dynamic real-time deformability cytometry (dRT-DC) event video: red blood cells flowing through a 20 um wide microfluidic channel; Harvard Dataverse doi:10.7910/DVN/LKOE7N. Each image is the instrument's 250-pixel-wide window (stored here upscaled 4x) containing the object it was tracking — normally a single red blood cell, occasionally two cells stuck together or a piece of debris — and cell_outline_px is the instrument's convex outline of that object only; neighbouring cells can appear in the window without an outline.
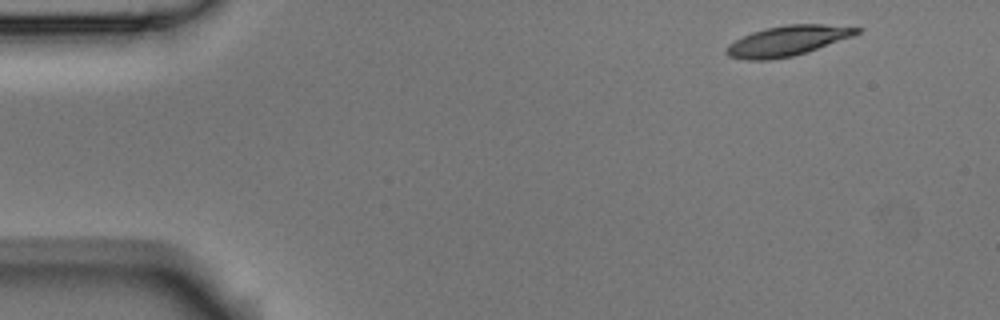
{"species": "Egyptian fruit bat (a non-hibernating species)", "species_latin": "Rousettus aegyptiacus", "temperature_condition": "room temperature", "stored_images_in_passage": 5, "camera_frame_rate_fps": 3000, "um_per_image_px": 0.085, "animal": {"sex": "male"}, "frame": {"image": 1, "passage_image": 1, "time_ms": 0.0, "image_size_px": [1000, 320], "cell_outline_px": [[860, 32], [852, 36], [792, 56], [768, 60], [748, 60], [728, 56], [724, 52], [728, 44], [752, 32], [764, 28], [788, 24], [820, 24], [860, 28]], "centroid_in_image_um": [66.86, 3.47], "position_along_channel_um": 18.1, "area_um2": 22.43}}